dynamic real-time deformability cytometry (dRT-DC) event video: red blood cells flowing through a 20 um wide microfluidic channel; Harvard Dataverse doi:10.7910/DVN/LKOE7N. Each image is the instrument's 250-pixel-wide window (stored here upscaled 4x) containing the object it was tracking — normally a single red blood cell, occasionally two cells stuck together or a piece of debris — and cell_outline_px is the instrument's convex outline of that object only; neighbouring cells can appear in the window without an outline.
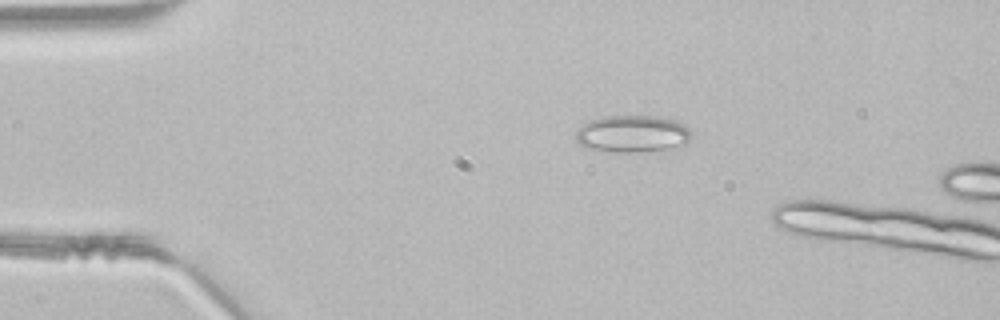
{"species": "common noctule bat (a hibernating species)", "species_latin": "Nyctalus noctula", "temperature_condition": "room temperature", "stored_images_in_passage": 8, "camera_frame_rate_fps": 3000, "um_per_image_px": 0.085, "animal": {"sex": "male", "body_mass_g": 21.5, "forearm_length_mm": 52.0}, "frame": {"image": 1, "passage_image": 4, "time_ms": 1.0, "image_size_px": [1000, 320], "cell_outline_px": [[692, 136], [684, 144], [668, 148], [644, 152], [604, 152], [588, 148], [580, 144], [576, 140], [576, 132], [588, 120], [604, 116], [660, 116], [684, 124], [688, 128]], "centroid_in_image_um": [53.73, 11.38], "position_along_channel_um": 31.3, "area_um2": 25.03}}